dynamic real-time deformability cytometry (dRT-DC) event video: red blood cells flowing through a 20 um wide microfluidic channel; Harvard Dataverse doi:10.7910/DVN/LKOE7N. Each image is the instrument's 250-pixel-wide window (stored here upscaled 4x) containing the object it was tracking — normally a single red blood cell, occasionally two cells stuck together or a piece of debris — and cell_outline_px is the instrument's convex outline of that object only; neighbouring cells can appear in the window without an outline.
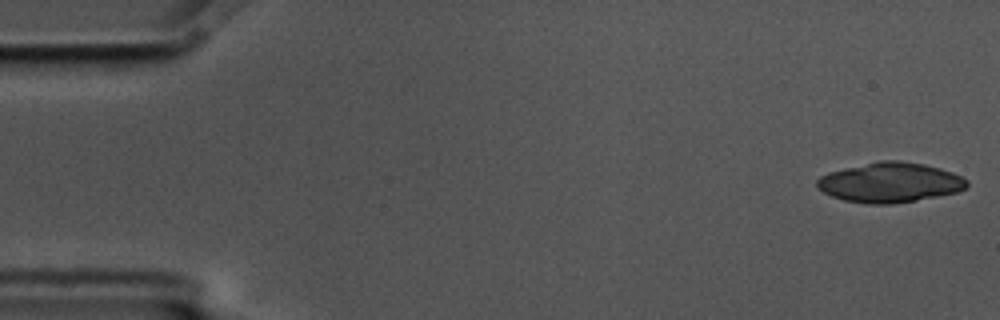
{"species": "common noctule bat (a hibernating species)", "species_latin": "Nyctalus noctula", "temperature_condition": "cold", "stored_images_in_passage": 10, "camera_frame_rate_fps": 3000, "um_per_image_px": 0.085, "animal": {"sex": "male", "body_mass_g": 17.5, "forearm_length_mm": 52.3}, "frame": {"image": 1, "passage_image": 1, "time_ms": 0.0, "image_size_px": [1000, 320], "cell_outline_px": [[968, 188], [956, 192], [916, 200], [892, 204], [868, 204], [844, 200], [832, 196], [824, 192], [816, 184], [816, 180], [820, 176], [828, 172], [844, 168], [880, 160], [900, 160], [924, 164], [940, 168], [952, 172], [968, 180]], "centroid_in_image_um": [75.65, 15.5], "position_along_channel_um": 9.3, "area_um2": 34.8}}